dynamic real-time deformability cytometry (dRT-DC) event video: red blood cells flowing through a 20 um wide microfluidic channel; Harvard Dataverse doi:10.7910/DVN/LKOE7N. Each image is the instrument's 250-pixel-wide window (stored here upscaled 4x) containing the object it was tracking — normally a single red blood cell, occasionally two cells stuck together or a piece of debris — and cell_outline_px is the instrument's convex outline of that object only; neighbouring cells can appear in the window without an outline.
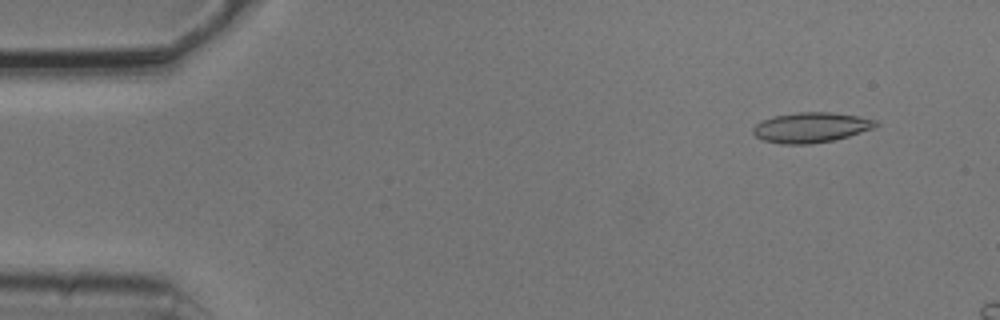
{"species": "common noctule bat (a hibernating species)", "species_latin": "Nyctalus noctula", "temperature_condition": "cold", "stored_images_in_passage": 4, "camera_frame_rate_fps": 3000, "um_per_image_px": 0.085, "animal": {"sex": "male", "body_mass_g": 20.5, "forearm_length_mm": 52.5}, "frame": {"image": 1, "passage_image": 2, "time_ms": 0.333, "image_size_px": [1000, 320], "cell_outline_px": [[880, 124], [876, 128], [848, 136], [832, 140], [808, 144], [780, 144], [764, 140], [756, 136], [752, 132], [752, 128], [756, 124], [764, 120], [776, 116], [796, 112], [832, 112], [856, 116], [876, 120]], "centroid_in_image_um": [68.96, 10.83], "position_along_channel_um": 16.0, "area_um2": 21.44}}